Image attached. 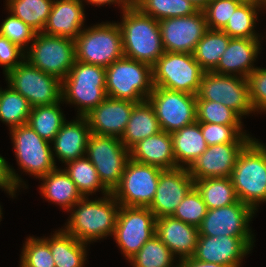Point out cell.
<instances>
[{
  "label": "cell",
  "mask_w": 266,
  "mask_h": 267,
  "mask_svg": "<svg viewBox=\"0 0 266 267\" xmlns=\"http://www.w3.org/2000/svg\"><path fill=\"white\" fill-rule=\"evenodd\" d=\"M120 206L112 193L94 200L83 197L68 211L70 215L62 229L87 244L112 237Z\"/></svg>",
  "instance_id": "1"
},
{
  "label": "cell",
  "mask_w": 266,
  "mask_h": 267,
  "mask_svg": "<svg viewBox=\"0 0 266 267\" xmlns=\"http://www.w3.org/2000/svg\"><path fill=\"white\" fill-rule=\"evenodd\" d=\"M121 13V22L117 23L122 33L123 55L153 66L165 52L159 21L143 14L134 5Z\"/></svg>",
  "instance_id": "2"
},
{
  "label": "cell",
  "mask_w": 266,
  "mask_h": 267,
  "mask_svg": "<svg viewBox=\"0 0 266 267\" xmlns=\"http://www.w3.org/2000/svg\"><path fill=\"white\" fill-rule=\"evenodd\" d=\"M230 178L239 201L258 212L266 203V143L253 138L237 157Z\"/></svg>",
  "instance_id": "3"
},
{
  "label": "cell",
  "mask_w": 266,
  "mask_h": 267,
  "mask_svg": "<svg viewBox=\"0 0 266 267\" xmlns=\"http://www.w3.org/2000/svg\"><path fill=\"white\" fill-rule=\"evenodd\" d=\"M107 97L106 68L75 61L62 80L63 104L77 107L76 116H86Z\"/></svg>",
  "instance_id": "4"
},
{
  "label": "cell",
  "mask_w": 266,
  "mask_h": 267,
  "mask_svg": "<svg viewBox=\"0 0 266 267\" xmlns=\"http://www.w3.org/2000/svg\"><path fill=\"white\" fill-rule=\"evenodd\" d=\"M154 89L152 66L123 56L106 67V93L114 99L140 103Z\"/></svg>",
  "instance_id": "5"
},
{
  "label": "cell",
  "mask_w": 266,
  "mask_h": 267,
  "mask_svg": "<svg viewBox=\"0 0 266 267\" xmlns=\"http://www.w3.org/2000/svg\"><path fill=\"white\" fill-rule=\"evenodd\" d=\"M85 26L75 39L76 61L106 68L124 56L118 23L106 21Z\"/></svg>",
  "instance_id": "6"
},
{
  "label": "cell",
  "mask_w": 266,
  "mask_h": 267,
  "mask_svg": "<svg viewBox=\"0 0 266 267\" xmlns=\"http://www.w3.org/2000/svg\"><path fill=\"white\" fill-rule=\"evenodd\" d=\"M24 60L62 81L76 61L75 40L38 32L25 51Z\"/></svg>",
  "instance_id": "7"
},
{
  "label": "cell",
  "mask_w": 266,
  "mask_h": 267,
  "mask_svg": "<svg viewBox=\"0 0 266 267\" xmlns=\"http://www.w3.org/2000/svg\"><path fill=\"white\" fill-rule=\"evenodd\" d=\"M204 72L193 54L165 51L152 66L153 84L197 95Z\"/></svg>",
  "instance_id": "8"
},
{
  "label": "cell",
  "mask_w": 266,
  "mask_h": 267,
  "mask_svg": "<svg viewBox=\"0 0 266 267\" xmlns=\"http://www.w3.org/2000/svg\"><path fill=\"white\" fill-rule=\"evenodd\" d=\"M85 156L94 165L103 186L112 193L120 184L130 151L118 137L91 134Z\"/></svg>",
  "instance_id": "9"
},
{
  "label": "cell",
  "mask_w": 266,
  "mask_h": 267,
  "mask_svg": "<svg viewBox=\"0 0 266 267\" xmlns=\"http://www.w3.org/2000/svg\"><path fill=\"white\" fill-rule=\"evenodd\" d=\"M7 84L28 100L31 107L52 105L62 100V81L23 60L6 75Z\"/></svg>",
  "instance_id": "10"
},
{
  "label": "cell",
  "mask_w": 266,
  "mask_h": 267,
  "mask_svg": "<svg viewBox=\"0 0 266 267\" xmlns=\"http://www.w3.org/2000/svg\"><path fill=\"white\" fill-rule=\"evenodd\" d=\"M18 167L29 176L40 178L57 167L50 142L41 138L28 124L9 130Z\"/></svg>",
  "instance_id": "11"
},
{
  "label": "cell",
  "mask_w": 266,
  "mask_h": 267,
  "mask_svg": "<svg viewBox=\"0 0 266 267\" xmlns=\"http://www.w3.org/2000/svg\"><path fill=\"white\" fill-rule=\"evenodd\" d=\"M196 100L221 103L241 118L254 114L249 99L248 83L244 77L204 72ZM245 116V117H244Z\"/></svg>",
  "instance_id": "12"
},
{
  "label": "cell",
  "mask_w": 266,
  "mask_h": 267,
  "mask_svg": "<svg viewBox=\"0 0 266 267\" xmlns=\"http://www.w3.org/2000/svg\"><path fill=\"white\" fill-rule=\"evenodd\" d=\"M155 221L148 207L120 206L113 238L126 260L155 235Z\"/></svg>",
  "instance_id": "13"
},
{
  "label": "cell",
  "mask_w": 266,
  "mask_h": 267,
  "mask_svg": "<svg viewBox=\"0 0 266 267\" xmlns=\"http://www.w3.org/2000/svg\"><path fill=\"white\" fill-rule=\"evenodd\" d=\"M159 167L127 162L120 184L112 195L121 206L149 207L154 199L160 173Z\"/></svg>",
  "instance_id": "14"
},
{
  "label": "cell",
  "mask_w": 266,
  "mask_h": 267,
  "mask_svg": "<svg viewBox=\"0 0 266 267\" xmlns=\"http://www.w3.org/2000/svg\"><path fill=\"white\" fill-rule=\"evenodd\" d=\"M147 100L154 108L160 129L167 133L197 121L196 95L154 87Z\"/></svg>",
  "instance_id": "15"
},
{
  "label": "cell",
  "mask_w": 266,
  "mask_h": 267,
  "mask_svg": "<svg viewBox=\"0 0 266 267\" xmlns=\"http://www.w3.org/2000/svg\"><path fill=\"white\" fill-rule=\"evenodd\" d=\"M256 212L241 201L217 209H207L199 236L255 237L250 227Z\"/></svg>",
  "instance_id": "16"
},
{
  "label": "cell",
  "mask_w": 266,
  "mask_h": 267,
  "mask_svg": "<svg viewBox=\"0 0 266 267\" xmlns=\"http://www.w3.org/2000/svg\"><path fill=\"white\" fill-rule=\"evenodd\" d=\"M159 28L164 51L190 54L208 30L202 10L190 16L160 20Z\"/></svg>",
  "instance_id": "17"
},
{
  "label": "cell",
  "mask_w": 266,
  "mask_h": 267,
  "mask_svg": "<svg viewBox=\"0 0 266 267\" xmlns=\"http://www.w3.org/2000/svg\"><path fill=\"white\" fill-rule=\"evenodd\" d=\"M255 237L199 236L193 258L228 267H240L243 259L251 254Z\"/></svg>",
  "instance_id": "18"
},
{
  "label": "cell",
  "mask_w": 266,
  "mask_h": 267,
  "mask_svg": "<svg viewBox=\"0 0 266 267\" xmlns=\"http://www.w3.org/2000/svg\"><path fill=\"white\" fill-rule=\"evenodd\" d=\"M193 187L194 180L187 168L163 170L159 176L154 199L148 208L156 219L172 216Z\"/></svg>",
  "instance_id": "19"
},
{
  "label": "cell",
  "mask_w": 266,
  "mask_h": 267,
  "mask_svg": "<svg viewBox=\"0 0 266 267\" xmlns=\"http://www.w3.org/2000/svg\"><path fill=\"white\" fill-rule=\"evenodd\" d=\"M248 143L210 145L188 168L193 180L231 177L240 152Z\"/></svg>",
  "instance_id": "20"
},
{
  "label": "cell",
  "mask_w": 266,
  "mask_h": 267,
  "mask_svg": "<svg viewBox=\"0 0 266 267\" xmlns=\"http://www.w3.org/2000/svg\"><path fill=\"white\" fill-rule=\"evenodd\" d=\"M136 104L107 97L85 116L91 133L121 138Z\"/></svg>",
  "instance_id": "21"
},
{
  "label": "cell",
  "mask_w": 266,
  "mask_h": 267,
  "mask_svg": "<svg viewBox=\"0 0 266 267\" xmlns=\"http://www.w3.org/2000/svg\"><path fill=\"white\" fill-rule=\"evenodd\" d=\"M155 234L179 262L193 257L199 237L198 227L172 216H163L155 221Z\"/></svg>",
  "instance_id": "22"
},
{
  "label": "cell",
  "mask_w": 266,
  "mask_h": 267,
  "mask_svg": "<svg viewBox=\"0 0 266 267\" xmlns=\"http://www.w3.org/2000/svg\"><path fill=\"white\" fill-rule=\"evenodd\" d=\"M261 38H231L218 65L212 70L218 74L247 78L257 66L254 65L261 52Z\"/></svg>",
  "instance_id": "23"
},
{
  "label": "cell",
  "mask_w": 266,
  "mask_h": 267,
  "mask_svg": "<svg viewBox=\"0 0 266 267\" xmlns=\"http://www.w3.org/2000/svg\"><path fill=\"white\" fill-rule=\"evenodd\" d=\"M91 134L85 116H77L76 119L70 121L66 120L51 142L55 163L59 159V163L61 161L65 165L67 162L85 156Z\"/></svg>",
  "instance_id": "24"
},
{
  "label": "cell",
  "mask_w": 266,
  "mask_h": 267,
  "mask_svg": "<svg viewBox=\"0 0 266 267\" xmlns=\"http://www.w3.org/2000/svg\"><path fill=\"white\" fill-rule=\"evenodd\" d=\"M84 4L82 0H54L42 32L75 40L85 28Z\"/></svg>",
  "instance_id": "25"
},
{
  "label": "cell",
  "mask_w": 266,
  "mask_h": 267,
  "mask_svg": "<svg viewBox=\"0 0 266 267\" xmlns=\"http://www.w3.org/2000/svg\"><path fill=\"white\" fill-rule=\"evenodd\" d=\"M130 159L162 170L177 168L171 133L163 130L141 140L130 150Z\"/></svg>",
  "instance_id": "26"
},
{
  "label": "cell",
  "mask_w": 266,
  "mask_h": 267,
  "mask_svg": "<svg viewBox=\"0 0 266 267\" xmlns=\"http://www.w3.org/2000/svg\"><path fill=\"white\" fill-rule=\"evenodd\" d=\"M39 180L42 181L39 187L42 197L59 205L64 212L68 213L83 198L68 173L58 166Z\"/></svg>",
  "instance_id": "27"
},
{
  "label": "cell",
  "mask_w": 266,
  "mask_h": 267,
  "mask_svg": "<svg viewBox=\"0 0 266 267\" xmlns=\"http://www.w3.org/2000/svg\"><path fill=\"white\" fill-rule=\"evenodd\" d=\"M49 237L42 238L49 244L55 267H85L88 259L87 243L77 240L62 228L55 229Z\"/></svg>",
  "instance_id": "28"
},
{
  "label": "cell",
  "mask_w": 266,
  "mask_h": 267,
  "mask_svg": "<svg viewBox=\"0 0 266 267\" xmlns=\"http://www.w3.org/2000/svg\"><path fill=\"white\" fill-rule=\"evenodd\" d=\"M177 168H189L208 148L198 121L171 133Z\"/></svg>",
  "instance_id": "29"
},
{
  "label": "cell",
  "mask_w": 266,
  "mask_h": 267,
  "mask_svg": "<svg viewBox=\"0 0 266 267\" xmlns=\"http://www.w3.org/2000/svg\"><path fill=\"white\" fill-rule=\"evenodd\" d=\"M160 131L161 129L154 108L148 100H145L134 106L120 140L130 150L141 140Z\"/></svg>",
  "instance_id": "30"
},
{
  "label": "cell",
  "mask_w": 266,
  "mask_h": 267,
  "mask_svg": "<svg viewBox=\"0 0 266 267\" xmlns=\"http://www.w3.org/2000/svg\"><path fill=\"white\" fill-rule=\"evenodd\" d=\"M63 101L52 105L35 106L31 108L27 124L44 140L52 142L66 121L63 114ZM61 104V105H60Z\"/></svg>",
  "instance_id": "31"
},
{
  "label": "cell",
  "mask_w": 266,
  "mask_h": 267,
  "mask_svg": "<svg viewBox=\"0 0 266 267\" xmlns=\"http://www.w3.org/2000/svg\"><path fill=\"white\" fill-rule=\"evenodd\" d=\"M207 209H217L239 201L230 177L194 180Z\"/></svg>",
  "instance_id": "32"
},
{
  "label": "cell",
  "mask_w": 266,
  "mask_h": 267,
  "mask_svg": "<svg viewBox=\"0 0 266 267\" xmlns=\"http://www.w3.org/2000/svg\"><path fill=\"white\" fill-rule=\"evenodd\" d=\"M230 39L231 37L221 30L208 29L205 32L192 53L205 72L212 71L218 65Z\"/></svg>",
  "instance_id": "33"
},
{
  "label": "cell",
  "mask_w": 266,
  "mask_h": 267,
  "mask_svg": "<svg viewBox=\"0 0 266 267\" xmlns=\"http://www.w3.org/2000/svg\"><path fill=\"white\" fill-rule=\"evenodd\" d=\"M260 10L262 11L258 2L243 1L222 31L231 38H264L255 30Z\"/></svg>",
  "instance_id": "34"
},
{
  "label": "cell",
  "mask_w": 266,
  "mask_h": 267,
  "mask_svg": "<svg viewBox=\"0 0 266 267\" xmlns=\"http://www.w3.org/2000/svg\"><path fill=\"white\" fill-rule=\"evenodd\" d=\"M64 166L66 167L63 169L75 183L82 197H89L93 194L96 195V192L100 191L103 195L110 193L103 186L94 165L86 156L67 162Z\"/></svg>",
  "instance_id": "35"
},
{
  "label": "cell",
  "mask_w": 266,
  "mask_h": 267,
  "mask_svg": "<svg viewBox=\"0 0 266 267\" xmlns=\"http://www.w3.org/2000/svg\"><path fill=\"white\" fill-rule=\"evenodd\" d=\"M5 10L33 28L42 32L54 0H5Z\"/></svg>",
  "instance_id": "36"
},
{
  "label": "cell",
  "mask_w": 266,
  "mask_h": 267,
  "mask_svg": "<svg viewBox=\"0 0 266 267\" xmlns=\"http://www.w3.org/2000/svg\"><path fill=\"white\" fill-rule=\"evenodd\" d=\"M7 87L0 88V121L10 130L27 124L32 107L20 93L8 84Z\"/></svg>",
  "instance_id": "37"
},
{
  "label": "cell",
  "mask_w": 266,
  "mask_h": 267,
  "mask_svg": "<svg viewBox=\"0 0 266 267\" xmlns=\"http://www.w3.org/2000/svg\"><path fill=\"white\" fill-rule=\"evenodd\" d=\"M128 262L132 267H179V261L156 234Z\"/></svg>",
  "instance_id": "38"
},
{
  "label": "cell",
  "mask_w": 266,
  "mask_h": 267,
  "mask_svg": "<svg viewBox=\"0 0 266 267\" xmlns=\"http://www.w3.org/2000/svg\"><path fill=\"white\" fill-rule=\"evenodd\" d=\"M133 5L158 21L190 16L198 11L190 0H133Z\"/></svg>",
  "instance_id": "39"
},
{
  "label": "cell",
  "mask_w": 266,
  "mask_h": 267,
  "mask_svg": "<svg viewBox=\"0 0 266 267\" xmlns=\"http://www.w3.org/2000/svg\"><path fill=\"white\" fill-rule=\"evenodd\" d=\"M201 132L208 146L226 143H249L254 137L243 125L201 123Z\"/></svg>",
  "instance_id": "40"
},
{
  "label": "cell",
  "mask_w": 266,
  "mask_h": 267,
  "mask_svg": "<svg viewBox=\"0 0 266 267\" xmlns=\"http://www.w3.org/2000/svg\"><path fill=\"white\" fill-rule=\"evenodd\" d=\"M197 121L221 125H243L242 119L235 111L221 103L196 100Z\"/></svg>",
  "instance_id": "41"
},
{
  "label": "cell",
  "mask_w": 266,
  "mask_h": 267,
  "mask_svg": "<svg viewBox=\"0 0 266 267\" xmlns=\"http://www.w3.org/2000/svg\"><path fill=\"white\" fill-rule=\"evenodd\" d=\"M25 240L19 267H55L49 244L42 237L29 236Z\"/></svg>",
  "instance_id": "42"
},
{
  "label": "cell",
  "mask_w": 266,
  "mask_h": 267,
  "mask_svg": "<svg viewBox=\"0 0 266 267\" xmlns=\"http://www.w3.org/2000/svg\"><path fill=\"white\" fill-rule=\"evenodd\" d=\"M207 207L200 192L194 186L177 206L172 217L199 227L206 215Z\"/></svg>",
  "instance_id": "43"
},
{
  "label": "cell",
  "mask_w": 266,
  "mask_h": 267,
  "mask_svg": "<svg viewBox=\"0 0 266 267\" xmlns=\"http://www.w3.org/2000/svg\"><path fill=\"white\" fill-rule=\"evenodd\" d=\"M7 16L0 24V35L6 37L25 52L30 47L29 44L32 43L37 32L10 12Z\"/></svg>",
  "instance_id": "44"
},
{
  "label": "cell",
  "mask_w": 266,
  "mask_h": 267,
  "mask_svg": "<svg viewBox=\"0 0 266 267\" xmlns=\"http://www.w3.org/2000/svg\"><path fill=\"white\" fill-rule=\"evenodd\" d=\"M242 2L243 0H211L202 9L208 29L222 31Z\"/></svg>",
  "instance_id": "45"
},
{
  "label": "cell",
  "mask_w": 266,
  "mask_h": 267,
  "mask_svg": "<svg viewBox=\"0 0 266 267\" xmlns=\"http://www.w3.org/2000/svg\"><path fill=\"white\" fill-rule=\"evenodd\" d=\"M246 79L254 114H266V68L257 67Z\"/></svg>",
  "instance_id": "46"
},
{
  "label": "cell",
  "mask_w": 266,
  "mask_h": 267,
  "mask_svg": "<svg viewBox=\"0 0 266 267\" xmlns=\"http://www.w3.org/2000/svg\"><path fill=\"white\" fill-rule=\"evenodd\" d=\"M16 172L17 171L10 166L8 161L0 155V189H2V191L4 190L12 199L16 197V193L20 191L21 188H28L24 179Z\"/></svg>",
  "instance_id": "47"
},
{
  "label": "cell",
  "mask_w": 266,
  "mask_h": 267,
  "mask_svg": "<svg viewBox=\"0 0 266 267\" xmlns=\"http://www.w3.org/2000/svg\"><path fill=\"white\" fill-rule=\"evenodd\" d=\"M25 52L0 35V66H3L4 76L24 60Z\"/></svg>",
  "instance_id": "48"
},
{
  "label": "cell",
  "mask_w": 266,
  "mask_h": 267,
  "mask_svg": "<svg viewBox=\"0 0 266 267\" xmlns=\"http://www.w3.org/2000/svg\"><path fill=\"white\" fill-rule=\"evenodd\" d=\"M83 3H87L93 6H106V5H117L122 11H124L125 9L131 7L133 5V0H82Z\"/></svg>",
  "instance_id": "49"
},
{
  "label": "cell",
  "mask_w": 266,
  "mask_h": 267,
  "mask_svg": "<svg viewBox=\"0 0 266 267\" xmlns=\"http://www.w3.org/2000/svg\"><path fill=\"white\" fill-rule=\"evenodd\" d=\"M179 267H228V266L216 263L203 262L191 257L180 261Z\"/></svg>",
  "instance_id": "50"
},
{
  "label": "cell",
  "mask_w": 266,
  "mask_h": 267,
  "mask_svg": "<svg viewBox=\"0 0 266 267\" xmlns=\"http://www.w3.org/2000/svg\"><path fill=\"white\" fill-rule=\"evenodd\" d=\"M198 10H202L211 0H190Z\"/></svg>",
  "instance_id": "51"
},
{
  "label": "cell",
  "mask_w": 266,
  "mask_h": 267,
  "mask_svg": "<svg viewBox=\"0 0 266 267\" xmlns=\"http://www.w3.org/2000/svg\"><path fill=\"white\" fill-rule=\"evenodd\" d=\"M258 4L260 5L261 9L266 10V0H259Z\"/></svg>",
  "instance_id": "52"
},
{
  "label": "cell",
  "mask_w": 266,
  "mask_h": 267,
  "mask_svg": "<svg viewBox=\"0 0 266 267\" xmlns=\"http://www.w3.org/2000/svg\"><path fill=\"white\" fill-rule=\"evenodd\" d=\"M2 206L0 205V222L2 221V215H3V213H2V209L3 208H1Z\"/></svg>",
  "instance_id": "53"
},
{
  "label": "cell",
  "mask_w": 266,
  "mask_h": 267,
  "mask_svg": "<svg viewBox=\"0 0 266 267\" xmlns=\"http://www.w3.org/2000/svg\"><path fill=\"white\" fill-rule=\"evenodd\" d=\"M243 1L258 2L259 0H243Z\"/></svg>",
  "instance_id": "54"
}]
</instances>
